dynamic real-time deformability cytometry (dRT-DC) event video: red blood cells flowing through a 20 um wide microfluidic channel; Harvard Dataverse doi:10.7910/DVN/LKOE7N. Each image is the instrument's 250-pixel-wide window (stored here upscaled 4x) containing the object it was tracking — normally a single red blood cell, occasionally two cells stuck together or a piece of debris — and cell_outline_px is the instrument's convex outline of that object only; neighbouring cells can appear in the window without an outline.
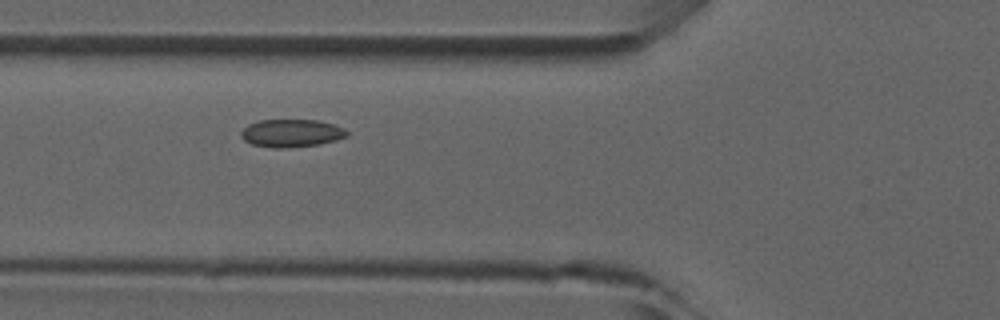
{"species": "common noctule bat (a hibernating species)", "species_latin": "Nyctalus noctula", "temperature_condition": "room temperature", "stored_images_in_passage": 5, "camera_frame_rate_fps": 3000, "um_per_image_px": 0.085, "animal": {"sex": "male", "forearm_length_mm": 52.5}, "frame": {"image": 1, "passage_image": 2, "time_ms": 1.0, "image_size_px": [1000, 320], "cell_outline_px": [[348, 136], [336, 140], [316, 144], [280, 148], [272, 148], [252, 144], [244, 140], [240, 136], [240, 132], [248, 124], [260, 120], [316, 120], [332, 124], [344, 128], [348, 132]], "centroid_in_image_um": [24.74, 11.31], "position_along_channel_um": 101.1, "area_um2": 16.99}}
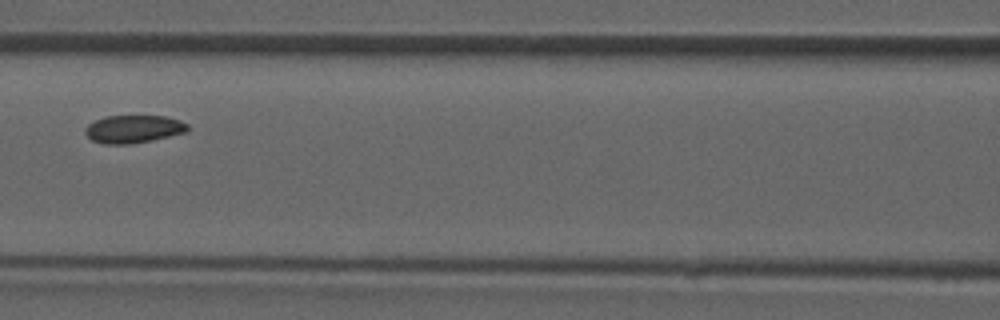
{"frame": {"image": 2, "passage_image": 3, "time_ms": 2.333, "image_size_px": [1000, 320], "cell_outline_px": [[188, 128], [184, 132], [152, 140], [128, 144], [104, 144], [92, 140], [84, 132], [84, 128], [88, 124], [104, 116], [164, 116], [180, 120], [188, 124]], "centroid_in_image_um": [11.31, 10.96], "position_along_channel_um": 155.3, "area_um2": 16.47}}